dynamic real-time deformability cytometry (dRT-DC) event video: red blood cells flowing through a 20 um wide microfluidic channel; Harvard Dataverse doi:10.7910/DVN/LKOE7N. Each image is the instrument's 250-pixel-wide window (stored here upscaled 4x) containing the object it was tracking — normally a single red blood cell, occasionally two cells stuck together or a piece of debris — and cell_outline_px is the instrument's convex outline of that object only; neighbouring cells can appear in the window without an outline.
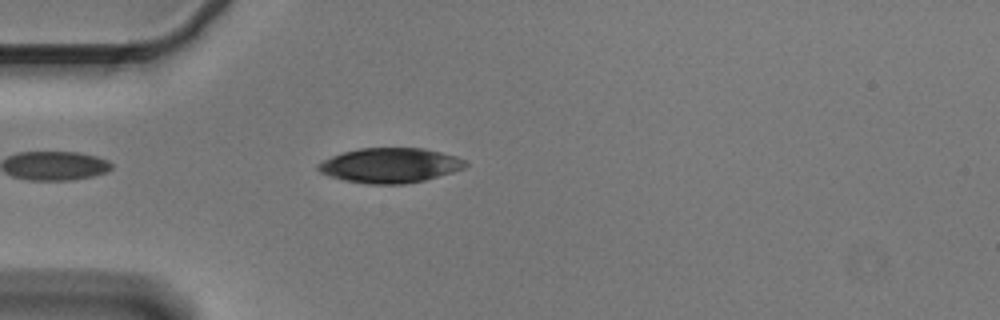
{"species": "Egyptian fruit bat (a non-hibernating species)", "species_latin": "Rousettus aegyptiacus", "temperature_condition": "cold", "stored_images_in_passage": 4, "camera_frame_rate_fps": 3000, "um_per_image_px": 0.085, "animal": {"sex": "male"}, "frame": {"image": 1, "passage_image": 4, "time_ms": 1.0, "image_size_px": [1000, 320], "cell_outline_px": [[468, 164], [464, 168], [452, 172], [424, 180], [404, 184], [368, 184], [344, 180], [328, 176], [320, 172], [316, 168], [324, 160], [332, 156], [344, 152], [360, 148], [424, 148], [456, 156], [468, 160]], "centroid_in_image_um": [33.18, 14.05], "position_along_channel_um": 51.8, "area_um2": 29.82}}